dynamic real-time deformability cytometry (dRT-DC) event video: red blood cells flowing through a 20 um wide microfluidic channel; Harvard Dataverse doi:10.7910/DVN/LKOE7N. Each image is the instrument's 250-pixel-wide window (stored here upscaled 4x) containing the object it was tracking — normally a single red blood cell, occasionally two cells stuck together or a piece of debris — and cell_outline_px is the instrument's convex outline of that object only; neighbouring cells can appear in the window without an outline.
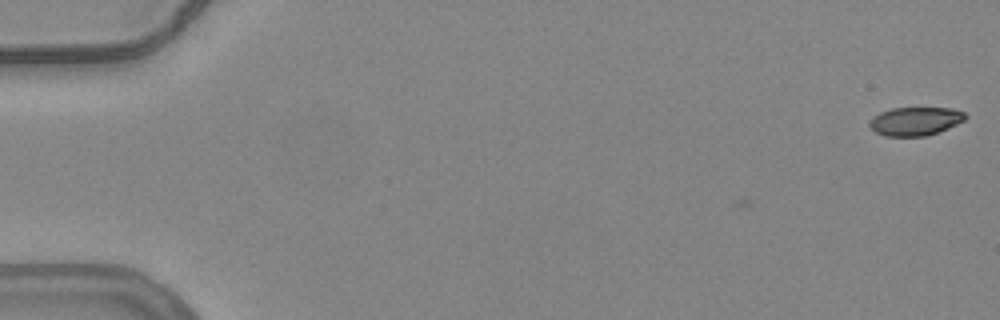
{"species": "common noctule bat (a hibernating species)", "species_latin": "Nyctalus noctula", "temperature_condition": "warm", "stored_images_in_passage": 3, "camera_frame_rate_fps": 3000, "um_per_image_px": 0.085, "animal": {"sex": "female", "body_mass_g": 24.6, "forearm_length_mm": 56.2}, "frame": {"image": 1, "passage_image": 3, "time_ms": 0.667, "image_size_px": [1000, 320], "cell_outline_px": [[968, 116], [964, 120], [948, 128], [924, 136], [884, 136], [876, 132], [868, 124], [880, 112], [892, 108], [952, 108], [964, 112]], "centroid_in_image_um": [77.82, 10.3], "position_along_channel_um": 7.2, "area_um2": 15.66}}